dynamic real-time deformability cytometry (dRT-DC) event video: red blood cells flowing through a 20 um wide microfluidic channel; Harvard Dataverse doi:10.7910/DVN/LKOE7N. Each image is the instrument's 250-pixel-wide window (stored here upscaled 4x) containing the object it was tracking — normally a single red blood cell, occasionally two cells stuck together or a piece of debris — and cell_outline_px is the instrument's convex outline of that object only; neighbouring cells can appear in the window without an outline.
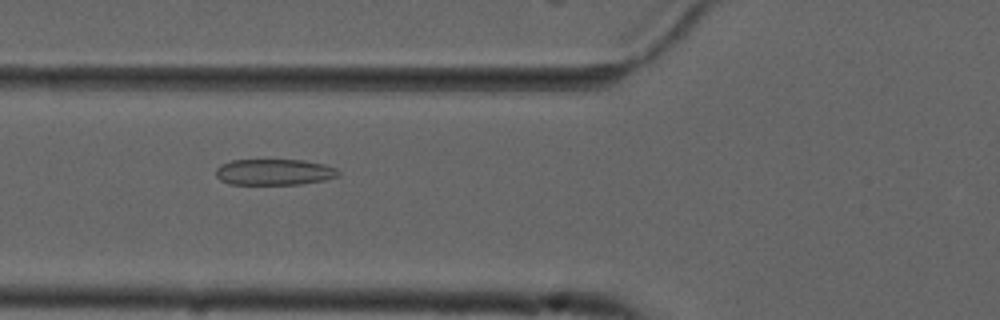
{"species": "common noctule bat (a hibernating species)", "species_latin": "Nyctalus noctula", "temperature_condition": "cold", "stored_images_in_passage": 55, "camera_frame_rate_fps": 3000, "um_per_image_px": 0.085, "animal": {"sex": "male", "forearm_length_mm": 52.5}, "frame": {"image": 1, "passage_image": 21, "time_ms": 6.667, "image_size_px": [1000, 320], "cell_outline_px": [[340, 176], [324, 180], [300, 184], [228, 184], [220, 180], [216, 176], [216, 168], [220, 164], [232, 160], [304, 160], [324, 164], [336, 168], [340, 172]], "centroid_in_image_um": [23.31, 14.62], "position_along_channel_um": 102.5, "area_um2": 18.73}}
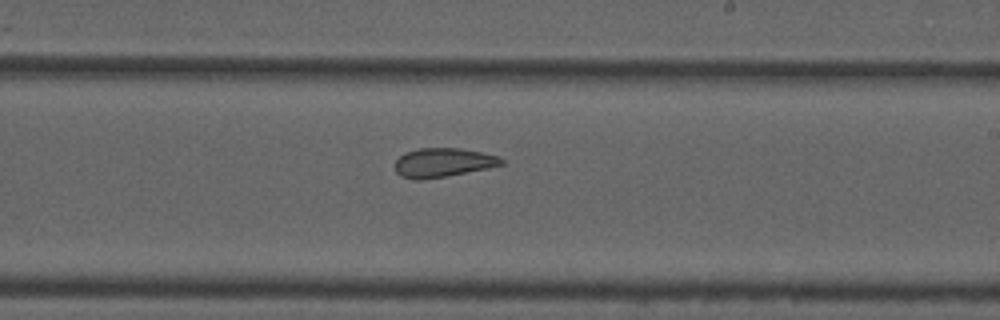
{"frame": {"image": 2, "passage_image": 33, "time_ms": 10.667, "image_size_px": [1000, 320], "cell_outline_px": [[504, 164], [488, 168], [444, 176], [420, 180], [412, 180], [400, 176], [396, 172], [396, 160], [404, 152], [420, 148], [460, 148], [500, 156], [504, 160]], "centroid_in_image_um": [37.65, 13.81], "position_along_channel_um": 251.4, "area_um2": 17.98}}
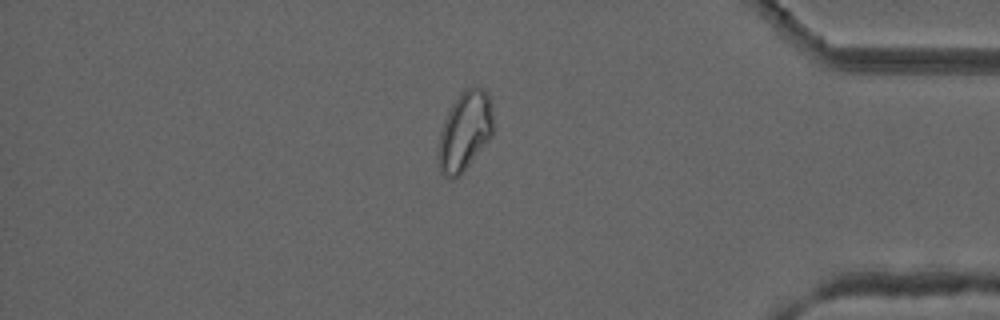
{"frame": {"image": 3, "passage_image": 47, "time_ms": 15.333, "image_size_px": [1000, 320], "cell_outline_px": [[492, 136], [460, 176], [452, 180], [444, 176], [440, 172], [440, 132], [444, 120], [448, 112], [460, 92], [464, 88], [484, 88], [488, 92], [492, 104]], "centroid_in_image_um": [39.54, 11.14], "position_along_channel_um": 395.7, "area_um2": 25.09}, "authors_computed_cell_mechanics": {"area_um2": 22.1952, "velocity_mm_per_s": 3.7178, "shape_relaxation_time_tau1_ms": null, "shape_relaxation_time_tau2_ms": 1.6252, "deformation_change_tau1": null, "deformation_change_tau2": 0.0763}}